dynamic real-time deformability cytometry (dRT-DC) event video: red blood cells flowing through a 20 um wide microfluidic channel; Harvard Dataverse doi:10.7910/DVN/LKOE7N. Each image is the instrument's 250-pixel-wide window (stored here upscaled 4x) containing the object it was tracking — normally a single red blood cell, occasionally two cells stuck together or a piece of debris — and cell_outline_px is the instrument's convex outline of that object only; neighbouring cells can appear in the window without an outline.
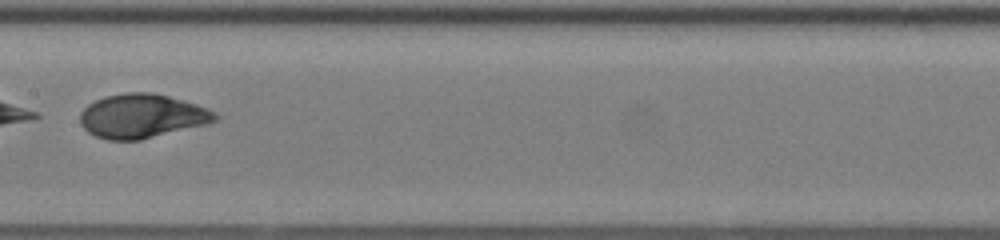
{"species": "human", "species_latin": "Homo sapiens", "temperature_condition": "room temperature", "stored_images_in_passage": 50, "segment_of_instrument_passage": [2, 2], "camera_frame_rate_fps": 3000, "um_per_image_px": 0.085, "donor": {"sex": "female"}, "frame": {"image": 1, "passage_image": 29, "time_ms": 9.333, "image_size_px": [1000, 240], "cell_outline_px": [[220, 116], [216, 120], [208, 124], [140, 140], [108, 140], [96, 136], [88, 132], [80, 124], [80, 112], [88, 104], [104, 96], [124, 92], [152, 92], [184, 100], [208, 108], [216, 112]], "centroid_in_image_um": [12.08, 9.86], "position_along_channel_um": 195.3, "area_um2": 34.91}}